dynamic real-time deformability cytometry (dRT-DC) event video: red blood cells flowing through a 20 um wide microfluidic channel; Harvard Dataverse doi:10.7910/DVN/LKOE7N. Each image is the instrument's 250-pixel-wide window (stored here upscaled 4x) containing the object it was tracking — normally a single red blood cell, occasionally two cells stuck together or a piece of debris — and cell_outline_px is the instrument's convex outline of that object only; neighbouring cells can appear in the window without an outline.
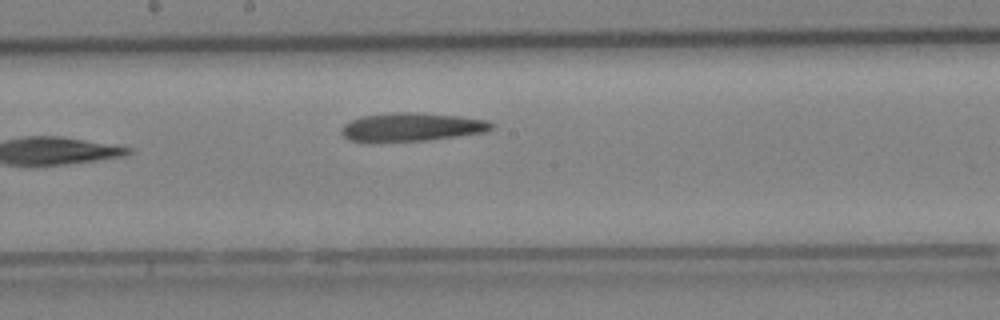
{"species": "Egyptian fruit bat (a non-hibernating species)", "species_latin": "Rousettus aegyptiacus", "temperature_condition": "cold", "stored_images_in_passage": 9, "camera_frame_rate_fps": 3000, "um_per_image_px": 0.085, "animal": {"sex": "female"}, "frame": {"image": 1, "passage_image": 9, "time_ms": 2.667, "image_size_px": [1000, 320], "cell_outline_px": [[496, 124], [492, 128], [484, 132], [456, 136], [424, 140], [348, 140], [340, 132], [340, 128], [344, 124], [360, 116], [396, 112], [416, 112], [460, 116], [488, 120]], "centroid_in_image_um": [35.03, 10.76], "position_along_channel_um": 213.2, "area_um2": 24.39}}